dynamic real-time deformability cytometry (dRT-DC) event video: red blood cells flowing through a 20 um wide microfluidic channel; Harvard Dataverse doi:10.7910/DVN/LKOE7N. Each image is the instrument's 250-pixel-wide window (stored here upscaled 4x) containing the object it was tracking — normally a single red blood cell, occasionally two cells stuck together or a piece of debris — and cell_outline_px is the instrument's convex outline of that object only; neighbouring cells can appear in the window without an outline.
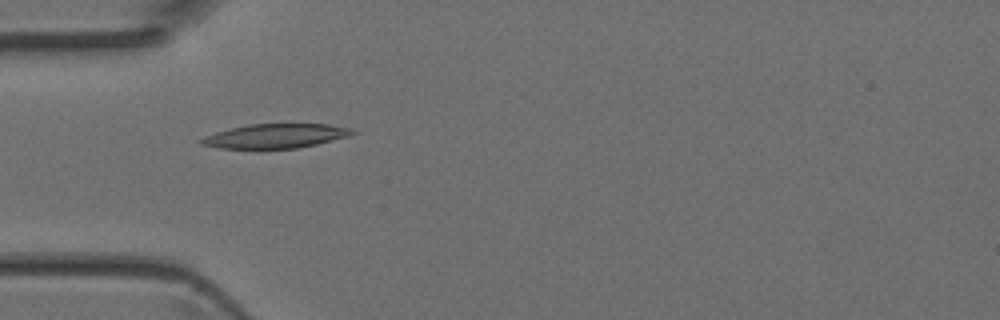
{"species": "Egyptian fruit bat (a non-hibernating species)", "species_latin": "Rousettus aegyptiacus", "temperature_condition": "room temperature", "stored_images_in_passage": 3, "camera_frame_rate_fps": 3000, "um_per_image_px": 0.085, "animal": {"sex": "female"}, "frame": {"image": 1, "passage_image": 3, "time_ms": 0.667, "image_size_px": [1000, 320], "cell_outline_px": [[360, 132], [348, 136], [316, 144], [296, 148], [220, 148], [200, 144], [196, 140], [204, 136], [216, 132], [232, 128], [252, 124], [328, 124], [352, 128]], "centroid_in_image_um": [23.43, 11.55], "position_along_channel_um": 61.6, "area_um2": 21.27}}